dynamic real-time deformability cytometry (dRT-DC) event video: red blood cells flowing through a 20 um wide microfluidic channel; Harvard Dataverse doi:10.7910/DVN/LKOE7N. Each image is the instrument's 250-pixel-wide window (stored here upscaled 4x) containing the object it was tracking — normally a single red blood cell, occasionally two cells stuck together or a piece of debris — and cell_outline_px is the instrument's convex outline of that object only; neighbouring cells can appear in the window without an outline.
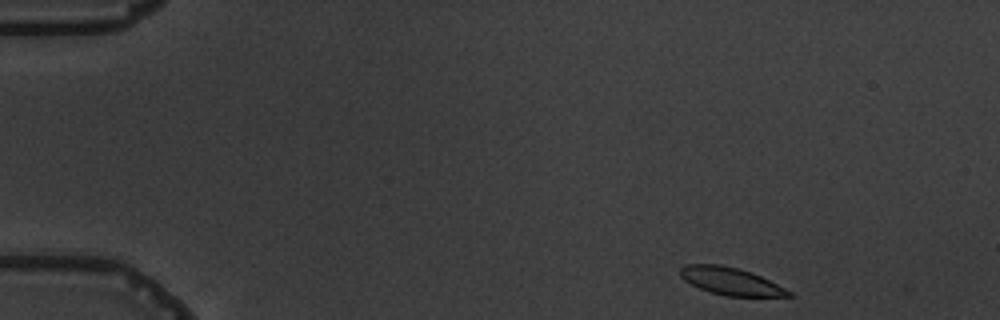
{"species": "common noctule bat (a hibernating species)", "species_latin": "Nyctalus noctula", "temperature_condition": "warm", "stored_images_in_passage": 5, "camera_frame_rate_fps": 3000, "um_per_image_px": 0.085, "animal": {"sex": "male", "body_mass_g": 19.5, "forearm_length_mm": 54.6}, "frame": {"image": 1, "passage_image": 1, "time_ms": 0.0, "image_size_px": [1000, 320], "cell_outline_px": [[792, 296], [724, 296], [700, 288], [684, 280], [680, 276], [680, 268], [688, 264], [720, 264], [752, 272], [792, 292]], "centroid_in_image_um": [62.08, 23.9], "position_along_channel_um": 22.9, "area_um2": 17.05}}
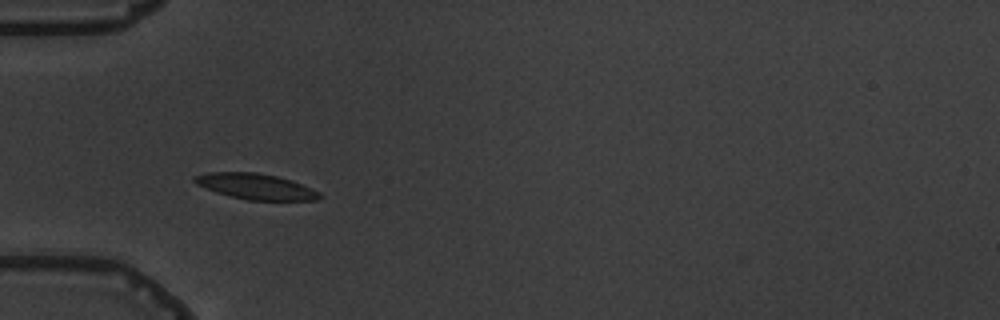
{"frame": {"image": 2, "passage_image": 4, "time_ms": 3.667, "image_size_px": [1000, 320], "cell_outline_px": [[324, 196], [320, 200], [248, 200], [216, 192], [196, 184], [192, 180], [192, 176], [208, 172], [256, 172], [276, 176], [292, 180], [320, 192]], "centroid_in_image_um": [21.75, 15.84], "position_along_channel_um": 63.2, "area_um2": 18.79}}